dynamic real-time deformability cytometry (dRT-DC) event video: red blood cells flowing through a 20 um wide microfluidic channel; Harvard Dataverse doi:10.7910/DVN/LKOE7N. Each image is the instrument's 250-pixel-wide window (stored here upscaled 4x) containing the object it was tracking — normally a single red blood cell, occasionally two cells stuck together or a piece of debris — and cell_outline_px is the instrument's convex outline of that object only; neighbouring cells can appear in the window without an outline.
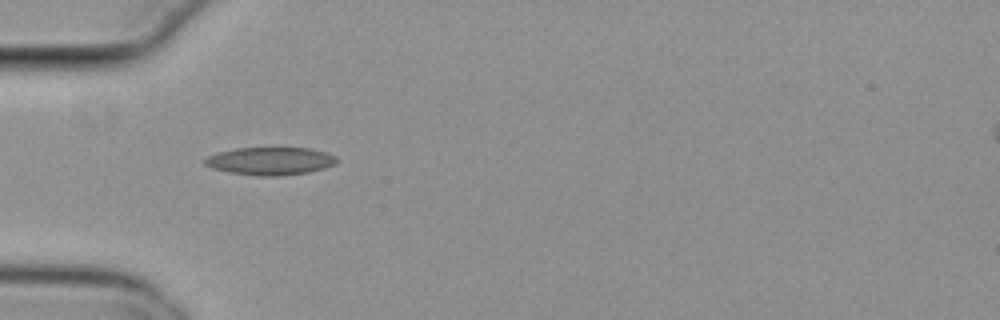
{"species": "common noctule bat (a hibernating species)", "species_latin": "Nyctalus noctula", "temperature_condition": "cold", "stored_images_in_passage": 38, "camera_frame_rate_fps": 3000, "um_per_image_px": 0.085, "animal": {"sex": "female", "body_mass_g": 29.2, "forearm_length_mm": 56.3}, "frame": {"image": 1, "passage_image": 1, "time_ms": 0.0, "image_size_px": [1000, 320], "cell_outline_px": [[336, 164], [324, 168], [308, 172], [276, 176], [260, 176], [228, 172], [212, 168], [204, 164], [204, 160], [208, 156], [216, 152], [236, 148], [312, 148], [336, 156]], "centroid_in_image_um": [22.95, 13.68], "position_along_channel_um": 62.0, "area_um2": 21.33}}
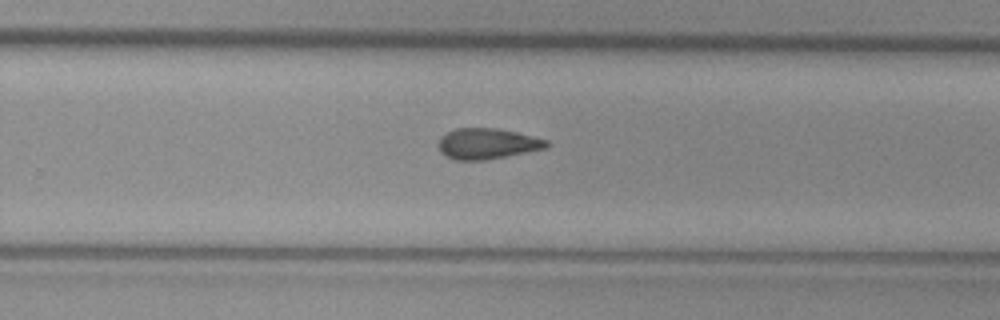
{"frame": {"image": 2, "passage_image": 19, "time_ms": 6.0, "image_size_px": [1000, 320], "cell_outline_px": [[548, 148], [484, 160], [452, 160], [440, 152], [440, 136], [456, 128], [496, 128], [516, 132], [548, 140]], "centroid_in_image_um": [41.41, 12.21], "position_along_channel_um": 288.4, "area_um2": 19.25}}
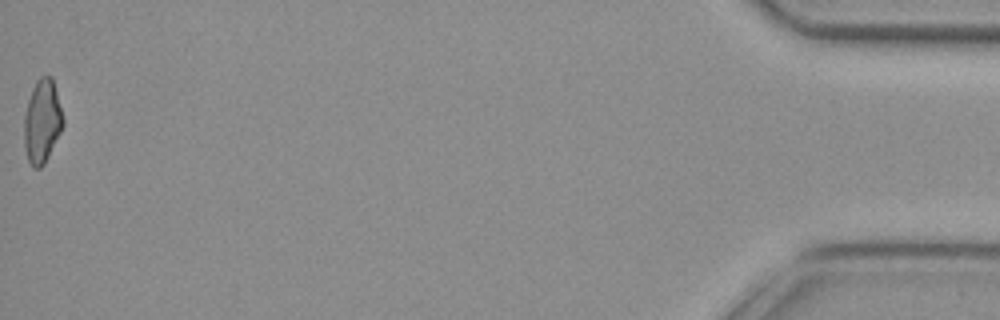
{"frame": {"image": 3, "passage_image": 38, "time_ms": 12.333, "image_size_px": [1000, 320], "cell_outline_px": [[64, 124], [44, 164], [40, 168], [32, 168], [28, 160], [24, 144], [24, 116], [28, 100], [32, 88], [36, 80], [40, 76], [52, 76], [64, 120]], "centroid_in_image_um": [3.57, 10.3], "position_along_channel_um": 431.6, "area_um2": 18.84}, "authors_computed_cell_mechanics": {"area_um2": 19.3341, "velocity_mm_per_s": 3.8296, "shape_relaxation_time_tau1_ms": null, "shape_relaxation_time_tau2_ms": 6.25, "deformation_change_tau1": null, "deformation_change_tau2": 0.1366}}